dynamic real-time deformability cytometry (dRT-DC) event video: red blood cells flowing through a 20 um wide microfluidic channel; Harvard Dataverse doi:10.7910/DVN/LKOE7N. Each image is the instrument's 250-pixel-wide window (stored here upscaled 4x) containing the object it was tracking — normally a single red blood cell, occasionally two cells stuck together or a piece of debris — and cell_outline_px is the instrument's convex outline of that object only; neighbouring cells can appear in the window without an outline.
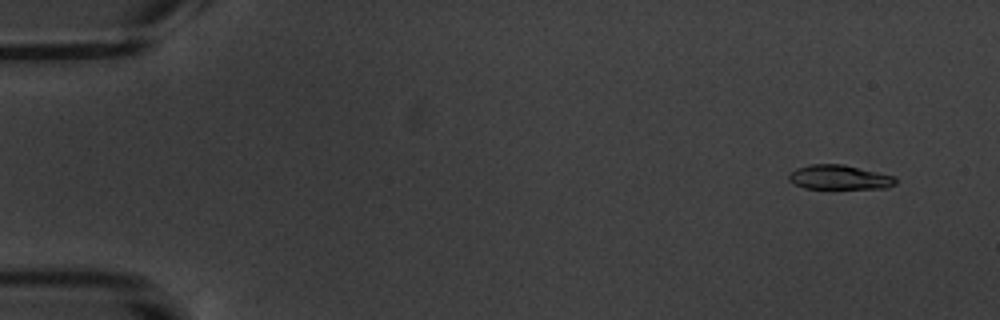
{"species": "common noctule bat (a hibernating species)", "species_latin": "Nyctalus noctula", "temperature_condition": "warm", "stored_images_in_passage": 6, "camera_frame_rate_fps": 3000, "um_per_image_px": 0.085, "animal": {"sex": "male", "body_mass_g": 20.1, "forearm_length_mm": 53.5}, "frame": {"image": 1, "passage_image": 2, "time_ms": 1.333, "image_size_px": [1000, 320], "cell_outline_px": [[896, 184], [888, 188], [804, 188], [788, 180], [788, 176], [796, 168], [808, 164], [844, 164], [896, 176]], "centroid_in_image_um": [71.37, 15.06], "position_along_channel_um": 13.6, "area_um2": 15.26}}
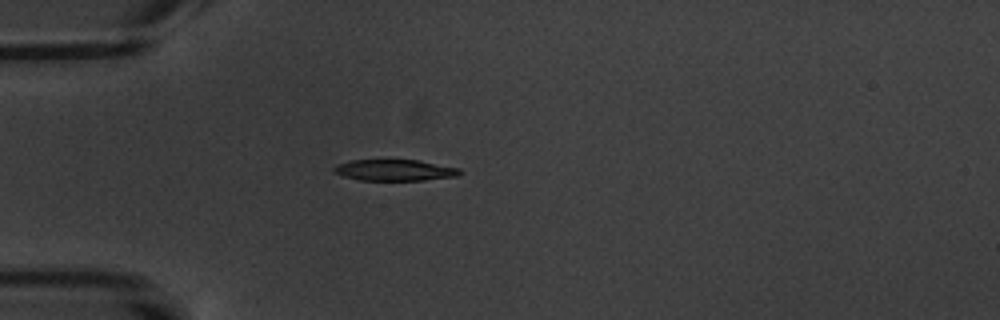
{"frame": {"image": 2, "passage_image": 6, "time_ms": 5.667, "image_size_px": [1000, 320], "cell_outline_px": [[460, 172], [456, 176], [424, 180], [360, 180], [344, 176], [332, 172], [332, 168], [336, 164], [352, 160], [420, 160], [460, 168]], "centroid_in_image_um": [33.51, 14.45], "position_along_channel_um": 51.5, "area_um2": 15.55}}